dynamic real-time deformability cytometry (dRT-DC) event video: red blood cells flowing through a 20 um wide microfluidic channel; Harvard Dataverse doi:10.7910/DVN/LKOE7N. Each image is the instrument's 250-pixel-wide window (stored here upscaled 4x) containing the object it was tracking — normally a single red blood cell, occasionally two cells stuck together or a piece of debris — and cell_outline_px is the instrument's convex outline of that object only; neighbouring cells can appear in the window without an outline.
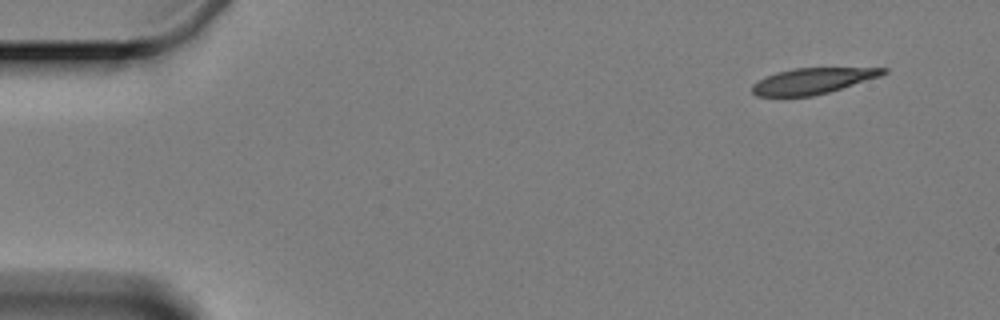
{"species": "Egyptian fruit bat (a non-hibernating species)", "species_latin": "Rousettus aegyptiacus", "temperature_condition": "cold", "stored_images_in_passage": 9, "camera_frame_rate_fps": 3000, "um_per_image_px": 0.085, "animal": {"sex": "female"}, "frame": {"image": 1, "passage_image": 1, "time_ms": 0.0, "image_size_px": [1000, 320], "cell_outline_px": [[888, 72], [880, 76], [828, 92], [812, 96], [756, 96], [752, 92], [752, 84], [776, 72], [796, 68], [888, 68]], "centroid_in_image_um": [69.06, 6.88], "position_along_channel_um": 15.9, "area_um2": 19.42}}
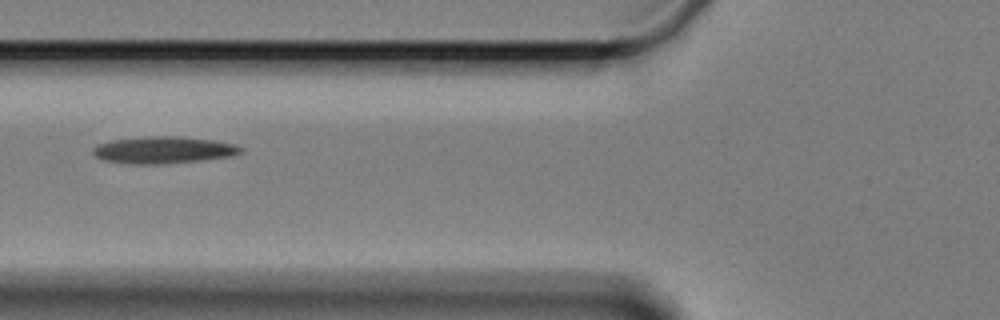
{"frame": {"image": 2, "passage_image": 6, "time_ms": 6.0, "image_size_px": [1000, 320], "cell_outline_px": [[244, 148], [240, 152], [228, 156], [196, 160], [156, 164], [128, 164], [104, 160], [96, 156], [92, 152], [92, 148], [96, 144], [112, 140], [144, 136], [184, 136], [212, 140], [232, 144]], "centroid_in_image_um": [13.8, 12.73], "position_along_channel_um": 112.0, "area_um2": 22.95}}
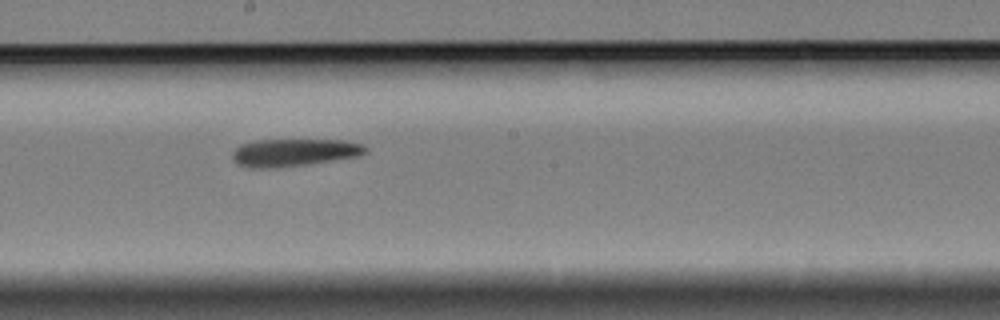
{"frame": {"image": 3, "passage_image": 9, "time_ms": 9.333, "image_size_px": [1000, 320], "cell_outline_px": [[368, 152], [360, 156], [276, 168], [248, 168], [240, 164], [232, 156], [232, 152], [240, 144], [256, 140], [344, 140], [364, 144], [368, 148]], "centroid_in_image_um": [25.03, 12.95], "position_along_channel_um": 223.2, "area_um2": 21.33}}